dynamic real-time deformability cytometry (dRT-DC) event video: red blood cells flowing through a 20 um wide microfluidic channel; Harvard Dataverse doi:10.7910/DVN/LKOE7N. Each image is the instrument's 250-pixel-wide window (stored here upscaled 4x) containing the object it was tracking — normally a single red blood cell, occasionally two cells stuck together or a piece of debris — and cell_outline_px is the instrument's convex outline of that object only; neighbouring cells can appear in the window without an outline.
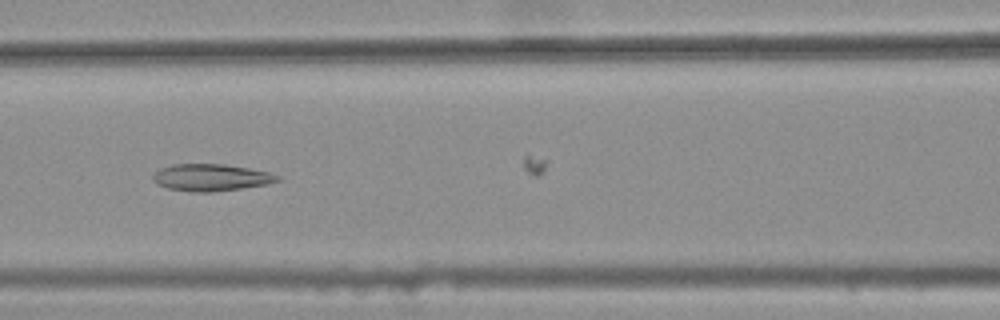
{"species": "common noctule bat (a hibernating species)", "species_latin": "Nyctalus noctula", "temperature_condition": "warm", "stored_images_in_passage": 48, "camera_frame_rate_fps": 3000, "um_per_image_px": 0.085, "animal": {"sex": "female", "body_mass_g": 25.1}, "frame": {"image": 1, "passage_image": 24, "time_ms": 7.667, "image_size_px": [1000, 320], "cell_outline_px": [[280, 180], [268, 184], [212, 192], [192, 192], [168, 188], [156, 184], [152, 180], [152, 176], [160, 168], [172, 164], [224, 164], [248, 168], [268, 172], [280, 176]], "centroid_in_image_um": [17.91, 15.08], "position_along_channel_um": 148.7, "area_um2": 19.54}}
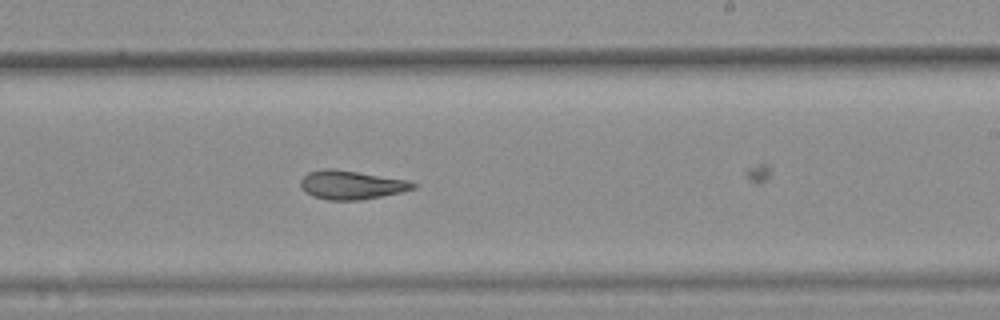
{"frame": {"image": 2, "passage_image": 33, "time_ms": 10.667, "image_size_px": [1000, 320], "cell_outline_px": [[416, 188], [400, 192], [360, 200], [328, 200], [312, 196], [304, 192], [300, 184], [300, 180], [308, 172], [324, 168], [336, 168], [408, 180], [416, 184]], "centroid_in_image_um": [29.83, 15.7], "position_along_channel_um": 259.2, "area_um2": 18.96}}
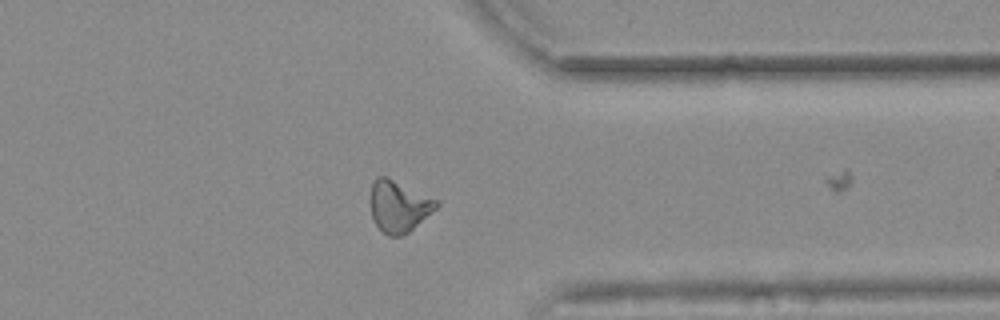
{"frame": {"image": 3, "passage_image": 43, "time_ms": 14.0, "image_size_px": [1000, 320], "cell_outline_px": [[440, 204], [436, 208], [404, 236], [388, 236], [376, 224], [372, 216], [372, 184], [376, 176], [388, 176], [440, 200]], "centroid_in_image_um": [33.94, 17.51], "position_along_channel_um": 377.5, "area_um2": 19.77}, "authors_computed_cell_mechanics": {"area_um2": 19.7098, "velocity_mm_per_s": 3.6903, "shape_relaxation_time_tau1_ms": null, "shape_relaxation_time_tau2_ms": 4.0539, "deformation_change_tau1": null, "deformation_change_tau2": 0.1262}}